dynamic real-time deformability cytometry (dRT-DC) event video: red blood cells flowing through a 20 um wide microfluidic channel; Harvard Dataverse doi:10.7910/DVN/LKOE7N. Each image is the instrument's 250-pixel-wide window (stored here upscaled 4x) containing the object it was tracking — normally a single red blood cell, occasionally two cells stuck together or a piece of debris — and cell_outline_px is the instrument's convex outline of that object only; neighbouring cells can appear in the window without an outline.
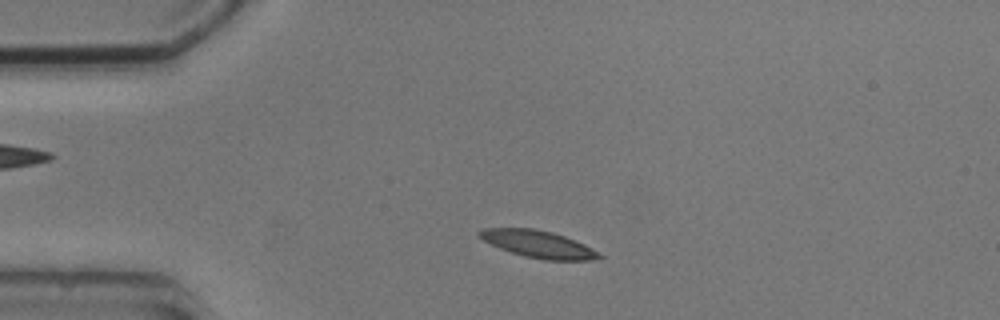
{"species": "common noctule bat (a hibernating species)", "species_latin": "Nyctalus noctula", "temperature_condition": "cold", "stored_images_in_passage": 2, "camera_frame_rate_fps": 3000, "um_per_image_px": 0.085, "animal": {"sex": "male", "body_mass_g": 20.5, "forearm_length_mm": 52.5}, "frame": {"image": 1, "passage_image": 1, "time_ms": 0.0, "image_size_px": [1000, 320], "cell_outline_px": [[604, 256], [592, 260], [544, 260], [524, 256], [500, 248], [476, 236], [476, 232], [484, 228], [532, 228], [552, 232], [564, 236], [584, 244]], "centroid_in_image_um": [45.72, 20.74], "position_along_channel_um": 39.3, "area_um2": 18.79}}